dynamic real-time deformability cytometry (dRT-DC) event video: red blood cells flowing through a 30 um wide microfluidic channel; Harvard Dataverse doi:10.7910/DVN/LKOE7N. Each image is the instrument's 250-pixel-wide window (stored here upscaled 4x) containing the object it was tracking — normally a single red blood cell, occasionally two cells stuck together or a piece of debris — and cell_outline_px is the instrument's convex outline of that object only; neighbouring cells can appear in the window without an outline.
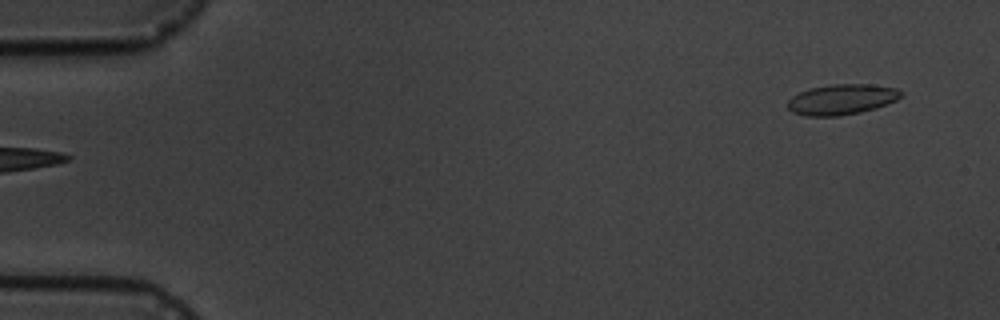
{"species": "common noctule bat (a hibernating species)", "species_latin": "Nyctalus noctula", "temperature_condition": "cold", "stored_images_in_passage": 2, "camera_frame_rate_fps": 3000, "um_per_image_px": 0.085, "animal": {"sex": "male", "body_mass_g": 19.5, "forearm_length_mm": 54.6}, "frame": {"image": 1, "passage_image": 2, "time_ms": 1.0, "image_size_px": [1000, 320], "cell_outline_px": [[904, 96], [896, 100], [876, 108], [860, 112], [836, 116], [804, 116], [792, 112], [788, 108], [788, 100], [792, 96], [800, 92], [812, 88], [832, 84], [872, 84], [896, 88], [904, 92]], "centroid_in_image_um": [71.57, 8.45], "position_along_channel_um": 13.4, "area_um2": 20.17}}